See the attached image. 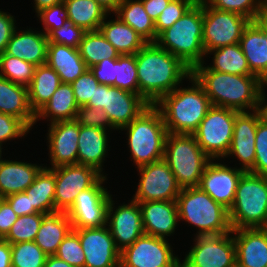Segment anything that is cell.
Instances as JSON below:
<instances>
[{
	"mask_svg": "<svg viewBox=\"0 0 267 267\" xmlns=\"http://www.w3.org/2000/svg\"><path fill=\"white\" fill-rule=\"evenodd\" d=\"M102 8H104L109 14L111 12L114 14L117 9L119 4L123 0H95Z\"/></svg>",
	"mask_w": 267,
	"mask_h": 267,
	"instance_id": "91938a15",
	"label": "cell"
},
{
	"mask_svg": "<svg viewBox=\"0 0 267 267\" xmlns=\"http://www.w3.org/2000/svg\"><path fill=\"white\" fill-rule=\"evenodd\" d=\"M202 37L203 6L192 5L179 20L157 36L155 43L193 69L205 63Z\"/></svg>",
	"mask_w": 267,
	"mask_h": 267,
	"instance_id": "277c9868",
	"label": "cell"
},
{
	"mask_svg": "<svg viewBox=\"0 0 267 267\" xmlns=\"http://www.w3.org/2000/svg\"><path fill=\"white\" fill-rule=\"evenodd\" d=\"M78 49L88 69L106 58L113 59L120 56L99 30L85 32Z\"/></svg>",
	"mask_w": 267,
	"mask_h": 267,
	"instance_id": "74e56055",
	"label": "cell"
},
{
	"mask_svg": "<svg viewBox=\"0 0 267 267\" xmlns=\"http://www.w3.org/2000/svg\"><path fill=\"white\" fill-rule=\"evenodd\" d=\"M149 17L155 22L171 0H141Z\"/></svg>",
	"mask_w": 267,
	"mask_h": 267,
	"instance_id": "6f0895ef",
	"label": "cell"
},
{
	"mask_svg": "<svg viewBox=\"0 0 267 267\" xmlns=\"http://www.w3.org/2000/svg\"><path fill=\"white\" fill-rule=\"evenodd\" d=\"M192 5L191 0H171L155 21L156 39L162 31L179 20Z\"/></svg>",
	"mask_w": 267,
	"mask_h": 267,
	"instance_id": "bcb514c9",
	"label": "cell"
},
{
	"mask_svg": "<svg viewBox=\"0 0 267 267\" xmlns=\"http://www.w3.org/2000/svg\"><path fill=\"white\" fill-rule=\"evenodd\" d=\"M120 130L127 131V145L137 168L164 159L168 132L160 111L154 105Z\"/></svg>",
	"mask_w": 267,
	"mask_h": 267,
	"instance_id": "8992f818",
	"label": "cell"
},
{
	"mask_svg": "<svg viewBox=\"0 0 267 267\" xmlns=\"http://www.w3.org/2000/svg\"><path fill=\"white\" fill-rule=\"evenodd\" d=\"M176 202L179 219L196 226V236L232 232L229 210L214 201L200 187L181 189Z\"/></svg>",
	"mask_w": 267,
	"mask_h": 267,
	"instance_id": "5b68a950",
	"label": "cell"
},
{
	"mask_svg": "<svg viewBox=\"0 0 267 267\" xmlns=\"http://www.w3.org/2000/svg\"><path fill=\"white\" fill-rule=\"evenodd\" d=\"M193 5L204 6L209 5L213 0H191Z\"/></svg>",
	"mask_w": 267,
	"mask_h": 267,
	"instance_id": "03108f58",
	"label": "cell"
},
{
	"mask_svg": "<svg viewBox=\"0 0 267 267\" xmlns=\"http://www.w3.org/2000/svg\"><path fill=\"white\" fill-rule=\"evenodd\" d=\"M164 160L183 189L199 186L203 171L211 158L200 148L193 134L168 133Z\"/></svg>",
	"mask_w": 267,
	"mask_h": 267,
	"instance_id": "ba28073f",
	"label": "cell"
},
{
	"mask_svg": "<svg viewBox=\"0 0 267 267\" xmlns=\"http://www.w3.org/2000/svg\"><path fill=\"white\" fill-rule=\"evenodd\" d=\"M47 256L34 241L11 244L12 267H44Z\"/></svg>",
	"mask_w": 267,
	"mask_h": 267,
	"instance_id": "ab89813d",
	"label": "cell"
},
{
	"mask_svg": "<svg viewBox=\"0 0 267 267\" xmlns=\"http://www.w3.org/2000/svg\"><path fill=\"white\" fill-rule=\"evenodd\" d=\"M47 133L51 167L77 164L79 123L74 120L49 124Z\"/></svg>",
	"mask_w": 267,
	"mask_h": 267,
	"instance_id": "44dd1931",
	"label": "cell"
},
{
	"mask_svg": "<svg viewBox=\"0 0 267 267\" xmlns=\"http://www.w3.org/2000/svg\"><path fill=\"white\" fill-rule=\"evenodd\" d=\"M114 14L133 28L147 43H155V22L146 13L141 0H123Z\"/></svg>",
	"mask_w": 267,
	"mask_h": 267,
	"instance_id": "d590c367",
	"label": "cell"
},
{
	"mask_svg": "<svg viewBox=\"0 0 267 267\" xmlns=\"http://www.w3.org/2000/svg\"><path fill=\"white\" fill-rule=\"evenodd\" d=\"M55 255L71 266L85 267L82 245L79 236L73 230L64 238Z\"/></svg>",
	"mask_w": 267,
	"mask_h": 267,
	"instance_id": "ee69618b",
	"label": "cell"
},
{
	"mask_svg": "<svg viewBox=\"0 0 267 267\" xmlns=\"http://www.w3.org/2000/svg\"><path fill=\"white\" fill-rule=\"evenodd\" d=\"M0 112L21 119L29 128L35 124V113L29 104L28 89L0 76Z\"/></svg>",
	"mask_w": 267,
	"mask_h": 267,
	"instance_id": "f1b7e54d",
	"label": "cell"
},
{
	"mask_svg": "<svg viewBox=\"0 0 267 267\" xmlns=\"http://www.w3.org/2000/svg\"><path fill=\"white\" fill-rule=\"evenodd\" d=\"M64 0H34V9H35V12L36 14L45 9V8H48V7H51L55 4H59L61 2H63Z\"/></svg>",
	"mask_w": 267,
	"mask_h": 267,
	"instance_id": "6125c7cd",
	"label": "cell"
},
{
	"mask_svg": "<svg viewBox=\"0 0 267 267\" xmlns=\"http://www.w3.org/2000/svg\"><path fill=\"white\" fill-rule=\"evenodd\" d=\"M72 230L71 221L66 212L46 214L40 224L34 242L49 256L55 255L59 245Z\"/></svg>",
	"mask_w": 267,
	"mask_h": 267,
	"instance_id": "f546056e",
	"label": "cell"
},
{
	"mask_svg": "<svg viewBox=\"0 0 267 267\" xmlns=\"http://www.w3.org/2000/svg\"><path fill=\"white\" fill-rule=\"evenodd\" d=\"M85 31L74 25L71 20H66L60 28L52 30L48 35L49 43L62 44L78 49Z\"/></svg>",
	"mask_w": 267,
	"mask_h": 267,
	"instance_id": "7dc6e473",
	"label": "cell"
},
{
	"mask_svg": "<svg viewBox=\"0 0 267 267\" xmlns=\"http://www.w3.org/2000/svg\"><path fill=\"white\" fill-rule=\"evenodd\" d=\"M0 267H12L11 244L0 238Z\"/></svg>",
	"mask_w": 267,
	"mask_h": 267,
	"instance_id": "680465c9",
	"label": "cell"
},
{
	"mask_svg": "<svg viewBox=\"0 0 267 267\" xmlns=\"http://www.w3.org/2000/svg\"><path fill=\"white\" fill-rule=\"evenodd\" d=\"M18 215L13 211L10 204L0 198V238H4L17 220Z\"/></svg>",
	"mask_w": 267,
	"mask_h": 267,
	"instance_id": "9f6ffc18",
	"label": "cell"
},
{
	"mask_svg": "<svg viewBox=\"0 0 267 267\" xmlns=\"http://www.w3.org/2000/svg\"><path fill=\"white\" fill-rule=\"evenodd\" d=\"M44 267H74L69 265L67 262L58 258L56 255H49L46 258Z\"/></svg>",
	"mask_w": 267,
	"mask_h": 267,
	"instance_id": "94428289",
	"label": "cell"
},
{
	"mask_svg": "<svg viewBox=\"0 0 267 267\" xmlns=\"http://www.w3.org/2000/svg\"><path fill=\"white\" fill-rule=\"evenodd\" d=\"M208 54L214 55L212 59L213 65L206 66L209 70L228 74L256 76L250 71L247 59L239 43L213 49L206 53V57Z\"/></svg>",
	"mask_w": 267,
	"mask_h": 267,
	"instance_id": "8d00e7d4",
	"label": "cell"
},
{
	"mask_svg": "<svg viewBox=\"0 0 267 267\" xmlns=\"http://www.w3.org/2000/svg\"><path fill=\"white\" fill-rule=\"evenodd\" d=\"M232 230L267 227V176L245 172L229 210Z\"/></svg>",
	"mask_w": 267,
	"mask_h": 267,
	"instance_id": "52a82bcc",
	"label": "cell"
},
{
	"mask_svg": "<svg viewBox=\"0 0 267 267\" xmlns=\"http://www.w3.org/2000/svg\"><path fill=\"white\" fill-rule=\"evenodd\" d=\"M115 87L138 94V72L134 55H120L116 61Z\"/></svg>",
	"mask_w": 267,
	"mask_h": 267,
	"instance_id": "b9f144b4",
	"label": "cell"
},
{
	"mask_svg": "<svg viewBox=\"0 0 267 267\" xmlns=\"http://www.w3.org/2000/svg\"><path fill=\"white\" fill-rule=\"evenodd\" d=\"M192 86L176 88L154 106L160 111L168 133L193 134L212 107L203 87L191 76Z\"/></svg>",
	"mask_w": 267,
	"mask_h": 267,
	"instance_id": "3957f363",
	"label": "cell"
},
{
	"mask_svg": "<svg viewBox=\"0 0 267 267\" xmlns=\"http://www.w3.org/2000/svg\"><path fill=\"white\" fill-rule=\"evenodd\" d=\"M103 175L96 169L82 164L55 168V212H67L77 195L92 187Z\"/></svg>",
	"mask_w": 267,
	"mask_h": 267,
	"instance_id": "2e32d148",
	"label": "cell"
},
{
	"mask_svg": "<svg viewBox=\"0 0 267 267\" xmlns=\"http://www.w3.org/2000/svg\"><path fill=\"white\" fill-rule=\"evenodd\" d=\"M112 196L107 209V226L120 252L144 235L142 213L139 203L133 199L114 210Z\"/></svg>",
	"mask_w": 267,
	"mask_h": 267,
	"instance_id": "ac0fdd59",
	"label": "cell"
},
{
	"mask_svg": "<svg viewBox=\"0 0 267 267\" xmlns=\"http://www.w3.org/2000/svg\"><path fill=\"white\" fill-rule=\"evenodd\" d=\"M78 108L72 85L62 83L50 100L35 114V123L43 118L50 119L51 123L74 120Z\"/></svg>",
	"mask_w": 267,
	"mask_h": 267,
	"instance_id": "1f68e13d",
	"label": "cell"
},
{
	"mask_svg": "<svg viewBox=\"0 0 267 267\" xmlns=\"http://www.w3.org/2000/svg\"><path fill=\"white\" fill-rule=\"evenodd\" d=\"M36 66L23 59L0 54V76L11 82L28 87L34 76Z\"/></svg>",
	"mask_w": 267,
	"mask_h": 267,
	"instance_id": "f35d334b",
	"label": "cell"
},
{
	"mask_svg": "<svg viewBox=\"0 0 267 267\" xmlns=\"http://www.w3.org/2000/svg\"><path fill=\"white\" fill-rule=\"evenodd\" d=\"M43 168L27 162L3 160L0 162V198L24 192Z\"/></svg>",
	"mask_w": 267,
	"mask_h": 267,
	"instance_id": "4316f807",
	"label": "cell"
},
{
	"mask_svg": "<svg viewBox=\"0 0 267 267\" xmlns=\"http://www.w3.org/2000/svg\"><path fill=\"white\" fill-rule=\"evenodd\" d=\"M265 89L263 88L261 94L260 109L262 111L263 117L267 120V95H265Z\"/></svg>",
	"mask_w": 267,
	"mask_h": 267,
	"instance_id": "e7e4bbea",
	"label": "cell"
},
{
	"mask_svg": "<svg viewBox=\"0 0 267 267\" xmlns=\"http://www.w3.org/2000/svg\"><path fill=\"white\" fill-rule=\"evenodd\" d=\"M48 38L42 31L32 29L17 32L14 30L5 50V53L40 66L47 62Z\"/></svg>",
	"mask_w": 267,
	"mask_h": 267,
	"instance_id": "d4e9b609",
	"label": "cell"
},
{
	"mask_svg": "<svg viewBox=\"0 0 267 267\" xmlns=\"http://www.w3.org/2000/svg\"><path fill=\"white\" fill-rule=\"evenodd\" d=\"M115 18L108 21L104 20L99 31L120 55L136 54L147 42L118 16Z\"/></svg>",
	"mask_w": 267,
	"mask_h": 267,
	"instance_id": "4dcf8cb0",
	"label": "cell"
},
{
	"mask_svg": "<svg viewBox=\"0 0 267 267\" xmlns=\"http://www.w3.org/2000/svg\"><path fill=\"white\" fill-rule=\"evenodd\" d=\"M267 34V9H264L255 20Z\"/></svg>",
	"mask_w": 267,
	"mask_h": 267,
	"instance_id": "be15d7a7",
	"label": "cell"
},
{
	"mask_svg": "<svg viewBox=\"0 0 267 267\" xmlns=\"http://www.w3.org/2000/svg\"><path fill=\"white\" fill-rule=\"evenodd\" d=\"M137 170L140 180L132 198L134 201H176L182 188L164 159L141 166Z\"/></svg>",
	"mask_w": 267,
	"mask_h": 267,
	"instance_id": "5bb4252c",
	"label": "cell"
},
{
	"mask_svg": "<svg viewBox=\"0 0 267 267\" xmlns=\"http://www.w3.org/2000/svg\"><path fill=\"white\" fill-rule=\"evenodd\" d=\"M263 118L261 109L253 112H238L235 116L233 137L227 155L237 158L242 165L239 167L245 172H250L255 162V136L258 122Z\"/></svg>",
	"mask_w": 267,
	"mask_h": 267,
	"instance_id": "ffe728a7",
	"label": "cell"
},
{
	"mask_svg": "<svg viewBox=\"0 0 267 267\" xmlns=\"http://www.w3.org/2000/svg\"><path fill=\"white\" fill-rule=\"evenodd\" d=\"M259 1H260V3H261L262 7H263L264 9H267V0H259Z\"/></svg>",
	"mask_w": 267,
	"mask_h": 267,
	"instance_id": "003e7915",
	"label": "cell"
},
{
	"mask_svg": "<svg viewBox=\"0 0 267 267\" xmlns=\"http://www.w3.org/2000/svg\"><path fill=\"white\" fill-rule=\"evenodd\" d=\"M139 206L146 235L166 239L175 232L179 222L176 201H146Z\"/></svg>",
	"mask_w": 267,
	"mask_h": 267,
	"instance_id": "603a6c76",
	"label": "cell"
},
{
	"mask_svg": "<svg viewBox=\"0 0 267 267\" xmlns=\"http://www.w3.org/2000/svg\"><path fill=\"white\" fill-rule=\"evenodd\" d=\"M250 20L235 12L203 6V47L205 53L240 42Z\"/></svg>",
	"mask_w": 267,
	"mask_h": 267,
	"instance_id": "8fae6325",
	"label": "cell"
},
{
	"mask_svg": "<svg viewBox=\"0 0 267 267\" xmlns=\"http://www.w3.org/2000/svg\"><path fill=\"white\" fill-rule=\"evenodd\" d=\"M209 6L228 12H235L255 21L264 10L259 0H213Z\"/></svg>",
	"mask_w": 267,
	"mask_h": 267,
	"instance_id": "7bdbcfd3",
	"label": "cell"
},
{
	"mask_svg": "<svg viewBox=\"0 0 267 267\" xmlns=\"http://www.w3.org/2000/svg\"><path fill=\"white\" fill-rule=\"evenodd\" d=\"M68 19L85 32L98 31L110 15L95 0H64Z\"/></svg>",
	"mask_w": 267,
	"mask_h": 267,
	"instance_id": "e575fe53",
	"label": "cell"
},
{
	"mask_svg": "<svg viewBox=\"0 0 267 267\" xmlns=\"http://www.w3.org/2000/svg\"><path fill=\"white\" fill-rule=\"evenodd\" d=\"M37 17L44 26V33L48 35L52 30L60 28L68 20L64 2L45 8L37 13Z\"/></svg>",
	"mask_w": 267,
	"mask_h": 267,
	"instance_id": "816d5d0a",
	"label": "cell"
},
{
	"mask_svg": "<svg viewBox=\"0 0 267 267\" xmlns=\"http://www.w3.org/2000/svg\"><path fill=\"white\" fill-rule=\"evenodd\" d=\"M2 149H3V148H2V146L0 145V162L2 161V158H1V157H2Z\"/></svg>",
	"mask_w": 267,
	"mask_h": 267,
	"instance_id": "a7ac6f4b",
	"label": "cell"
},
{
	"mask_svg": "<svg viewBox=\"0 0 267 267\" xmlns=\"http://www.w3.org/2000/svg\"><path fill=\"white\" fill-rule=\"evenodd\" d=\"M138 94L155 105L162 97L180 87L182 80L192 76V69L181 59L156 43H147L136 54Z\"/></svg>",
	"mask_w": 267,
	"mask_h": 267,
	"instance_id": "6da1fadb",
	"label": "cell"
},
{
	"mask_svg": "<svg viewBox=\"0 0 267 267\" xmlns=\"http://www.w3.org/2000/svg\"><path fill=\"white\" fill-rule=\"evenodd\" d=\"M4 199L10 204L11 208L18 216L38 213L34 207L31 206V201L24 192L9 195Z\"/></svg>",
	"mask_w": 267,
	"mask_h": 267,
	"instance_id": "db71d44e",
	"label": "cell"
},
{
	"mask_svg": "<svg viewBox=\"0 0 267 267\" xmlns=\"http://www.w3.org/2000/svg\"><path fill=\"white\" fill-rule=\"evenodd\" d=\"M45 215L46 214L34 213L31 215L18 216L15 223L11 226L10 231L3 239L10 244L34 241Z\"/></svg>",
	"mask_w": 267,
	"mask_h": 267,
	"instance_id": "60d3db41",
	"label": "cell"
},
{
	"mask_svg": "<svg viewBox=\"0 0 267 267\" xmlns=\"http://www.w3.org/2000/svg\"><path fill=\"white\" fill-rule=\"evenodd\" d=\"M102 176L92 187L81 191L66 212L72 228H100L107 225V209L112 195L102 184Z\"/></svg>",
	"mask_w": 267,
	"mask_h": 267,
	"instance_id": "4fadbf2b",
	"label": "cell"
},
{
	"mask_svg": "<svg viewBox=\"0 0 267 267\" xmlns=\"http://www.w3.org/2000/svg\"><path fill=\"white\" fill-rule=\"evenodd\" d=\"M250 173L267 176V120L264 117L256 129L255 162Z\"/></svg>",
	"mask_w": 267,
	"mask_h": 267,
	"instance_id": "f6af8a7d",
	"label": "cell"
},
{
	"mask_svg": "<svg viewBox=\"0 0 267 267\" xmlns=\"http://www.w3.org/2000/svg\"><path fill=\"white\" fill-rule=\"evenodd\" d=\"M46 63L59 75L61 82L67 84L88 70L79 49L62 44H48Z\"/></svg>",
	"mask_w": 267,
	"mask_h": 267,
	"instance_id": "83f0119b",
	"label": "cell"
},
{
	"mask_svg": "<svg viewBox=\"0 0 267 267\" xmlns=\"http://www.w3.org/2000/svg\"><path fill=\"white\" fill-rule=\"evenodd\" d=\"M238 111L212 106L193 133L200 148L211 158H224L231 146Z\"/></svg>",
	"mask_w": 267,
	"mask_h": 267,
	"instance_id": "9c48e42d",
	"label": "cell"
},
{
	"mask_svg": "<svg viewBox=\"0 0 267 267\" xmlns=\"http://www.w3.org/2000/svg\"><path fill=\"white\" fill-rule=\"evenodd\" d=\"M192 76L203 87L212 106L238 112L260 109L262 90L267 86L257 76L209 70L204 62L192 69Z\"/></svg>",
	"mask_w": 267,
	"mask_h": 267,
	"instance_id": "7a4b0ae2",
	"label": "cell"
},
{
	"mask_svg": "<svg viewBox=\"0 0 267 267\" xmlns=\"http://www.w3.org/2000/svg\"><path fill=\"white\" fill-rule=\"evenodd\" d=\"M239 44L250 71L267 85V34L263 28L256 21H250Z\"/></svg>",
	"mask_w": 267,
	"mask_h": 267,
	"instance_id": "cb8c5ba5",
	"label": "cell"
},
{
	"mask_svg": "<svg viewBox=\"0 0 267 267\" xmlns=\"http://www.w3.org/2000/svg\"><path fill=\"white\" fill-rule=\"evenodd\" d=\"M86 106L103 109L111 124L116 130H120L150 105L139 94L115 86L99 84L93 94V100H90Z\"/></svg>",
	"mask_w": 267,
	"mask_h": 267,
	"instance_id": "30bf717a",
	"label": "cell"
},
{
	"mask_svg": "<svg viewBox=\"0 0 267 267\" xmlns=\"http://www.w3.org/2000/svg\"><path fill=\"white\" fill-rule=\"evenodd\" d=\"M62 84L59 75L47 63L36 66L28 89L29 104L36 114Z\"/></svg>",
	"mask_w": 267,
	"mask_h": 267,
	"instance_id": "d6a6232c",
	"label": "cell"
},
{
	"mask_svg": "<svg viewBox=\"0 0 267 267\" xmlns=\"http://www.w3.org/2000/svg\"><path fill=\"white\" fill-rule=\"evenodd\" d=\"M24 193L38 213H54L55 168L43 167Z\"/></svg>",
	"mask_w": 267,
	"mask_h": 267,
	"instance_id": "836d02e7",
	"label": "cell"
},
{
	"mask_svg": "<svg viewBox=\"0 0 267 267\" xmlns=\"http://www.w3.org/2000/svg\"><path fill=\"white\" fill-rule=\"evenodd\" d=\"M245 171L237 167L214 162L211 159L206 165L199 186L214 201L230 210L235 199L238 182Z\"/></svg>",
	"mask_w": 267,
	"mask_h": 267,
	"instance_id": "d6986e66",
	"label": "cell"
},
{
	"mask_svg": "<svg viewBox=\"0 0 267 267\" xmlns=\"http://www.w3.org/2000/svg\"><path fill=\"white\" fill-rule=\"evenodd\" d=\"M8 12L0 10V54L4 53L7 47V44L17 28L15 25L16 20Z\"/></svg>",
	"mask_w": 267,
	"mask_h": 267,
	"instance_id": "11a10c76",
	"label": "cell"
},
{
	"mask_svg": "<svg viewBox=\"0 0 267 267\" xmlns=\"http://www.w3.org/2000/svg\"><path fill=\"white\" fill-rule=\"evenodd\" d=\"M31 129L19 118L0 112V145L8 140L25 137Z\"/></svg>",
	"mask_w": 267,
	"mask_h": 267,
	"instance_id": "f907efd6",
	"label": "cell"
},
{
	"mask_svg": "<svg viewBox=\"0 0 267 267\" xmlns=\"http://www.w3.org/2000/svg\"><path fill=\"white\" fill-rule=\"evenodd\" d=\"M108 132L98 127L79 125L77 164L96 169L103 176L108 150Z\"/></svg>",
	"mask_w": 267,
	"mask_h": 267,
	"instance_id": "484cf974",
	"label": "cell"
},
{
	"mask_svg": "<svg viewBox=\"0 0 267 267\" xmlns=\"http://www.w3.org/2000/svg\"><path fill=\"white\" fill-rule=\"evenodd\" d=\"M232 232L195 236V245L180 262L182 267H236V246Z\"/></svg>",
	"mask_w": 267,
	"mask_h": 267,
	"instance_id": "7c38bea8",
	"label": "cell"
},
{
	"mask_svg": "<svg viewBox=\"0 0 267 267\" xmlns=\"http://www.w3.org/2000/svg\"><path fill=\"white\" fill-rule=\"evenodd\" d=\"M79 236L85 267H120V250L107 225L100 228H72Z\"/></svg>",
	"mask_w": 267,
	"mask_h": 267,
	"instance_id": "e0dca14e",
	"label": "cell"
},
{
	"mask_svg": "<svg viewBox=\"0 0 267 267\" xmlns=\"http://www.w3.org/2000/svg\"><path fill=\"white\" fill-rule=\"evenodd\" d=\"M99 84L90 69L71 83L79 107L86 106L90 100H93V94Z\"/></svg>",
	"mask_w": 267,
	"mask_h": 267,
	"instance_id": "c3c4849f",
	"label": "cell"
},
{
	"mask_svg": "<svg viewBox=\"0 0 267 267\" xmlns=\"http://www.w3.org/2000/svg\"><path fill=\"white\" fill-rule=\"evenodd\" d=\"M116 61L117 58H106L89 69L100 84L115 86Z\"/></svg>",
	"mask_w": 267,
	"mask_h": 267,
	"instance_id": "f5cc1de1",
	"label": "cell"
},
{
	"mask_svg": "<svg viewBox=\"0 0 267 267\" xmlns=\"http://www.w3.org/2000/svg\"><path fill=\"white\" fill-rule=\"evenodd\" d=\"M168 240L142 235L120 252V267H179Z\"/></svg>",
	"mask_w": 267,
	"mask_h": 267,
	"instance_id": "9a60e30c",
	"label": "cell"
},
{
	"mask_svg": "<svg viewBox=\"0 0 267 267\" xmlns=\"http://www.w3.org/2000/svg\"><path fill=\"white\" fill-rule=\"evenodd\" d=\"M75 120L82 126L98 127L106 130L109 127L108 132L110 129H116L103 109L91 106L79 107Z\"/></svg>",
	"mask_w": 267,
	"mask_h": 267,
	"instance_id": "681fc988",
	"label": "cell"
},
{
	"mask_svg": "<svg viewBox=\"0 0 267 267\" xmlns=\"http://www.w3.org/2000/svg\"><path fill=\"white\" fill-rule=\"evenodd\" d=\"M236 267H267V227L232 230Z\"/></svg>",
	"mask_w": 267,
	"mask_h": 267,
	"instance_id": "7402d4cb",
	"label": "cell"
}]
</instances>
